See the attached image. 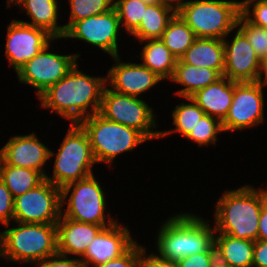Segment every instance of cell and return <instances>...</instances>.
Instances as JSON below:
<instances>
[{"label":"cell","instance_id":"obj_1","mask_svg":"<svg viewBox=\"0 0 267 267\" xmlns=\"http://www.w3.org/2000/svg\"><path fill=\"white\" fill-rule=\"evenodd\" d=\"M106 77H91L78 70L77 63L56 84L39 96L41 106L49 108L69 119L80 123L84 118L99 112ZM91 105V107H90ZM88 107L90 110L88 111Z\"/></svg>","mask_w":267,"mask_h":267},{"label":"cell","instance_id":"obj_2","mask_svg":"<svg viewBox=\"0 0 267 267\" xmlns=\"http://www.w3.org/2000/svg\"><path fill=\"white\" fill-rule=\"evenodd\" d=\"M267 190L243 186L226 191L216 203L215 232L257 241L259 218Z\"/></svg>","mask_w":267,"mask_h":267},{"label":"cell","instance_id":"obj_3","mask_svg":"<svg viewBox=\"0 0 267 267\" xmlns=\"http://www.w3.org/2000/svg\"><path fill=\"white\" fill-rule=\"evenodd\" d=\"M158 231L156 258L178 262L186 256L206 252L214 244L215 229L201 217L180 213L167 219Z\"/></svg>","mask_w":267,"mask_h":267},{"label":"cell","instance_id":"obj_4","mask_svg":"<svg viewBox=\"0 0 267 267\" xmlns=\"http://www.w3.org/2000/svg\"><path fill=\"white\" fill-rule=\"evenodd\" d=\"M17 226L0 232L3 258L39 263L58 253L56 224L18 222Z\"/></svg>","mask_w":267,"mask_h":267},{"label":"cell","instance_id":"obj_5","mask_svg":"<svg viewBox=\"0 0 267 267\" xmlns=\"http://www.w3.org/2000/svg\"><path fill=\"white\" fill-rule=\"evenodd\" d=\"M240 11V1L193 0L187 1L177 14L192 29L196 38L223 40L237 28Z\"/></svg>","mask_w":267,"mask_h":267},{"label":"cell","instance_id":"obj_6","mask_svg":"<svg viewBox=\"0 0 267 267\" xmlns=\"http://www.w3.org/2000/svg\"><path fill=\"white\" fill-rule=\"evenodd\" d=\"M79 124L89 137L96 163L112 164L116 156L148 140L140 131L109 121L99 113L84 118Z\"/></svg>","mask_w":267,"mask_h":267},{"label":"cell","instance_id":"obj_7","mask_svg":"<svg viewBox=\"0 0 267 267\" xmlns=\"http://www.w3.org/2000/svg\"><path fill=\"white\" fill-rule=\"evenodd\" d=\"M95 163L86 131L79 123H71L61 147L55 155L53 178L46 175L45 179L62 188L71 182L92 175V166Z\"/></svg>","mask_w":267,"mask_h":267},{"label":"cell","instance_id":"obj_8","mask_svg":"<svg viewBox=\"0 0 267 267\" xmlns=\"http://www.w3.org/2000/svg\"><path fill=\"white\" fill-rule=\"evenodd\" d=\"M71 190L73 191L67 200V209L61 210L62 217L77 222L102 225L105 228L116 222L111 217L107 223L105 221V195L94 174L63 186L61 188V204H64V200Z\"/></svg>","mask_w":267,"mask_h":267},{"label":"cell","instance_id":"obj_9","mask_svg":"<svg viewBox=\"0 0 267 267\" xmlns=\"http://www.w3.org/2000/svg\"><path fill=\"white\" fill-rule=\"evenodd\" d=\"M109 121L140 131L148 140L160 138V131H153L155 118L151 107L142 99L117 93L105 86L98 112Z\"/></svg>","mask_w":267,"mask_h":267},{"label":"cell","instance_id":"obj_10","mask_svg":"<svg viewBox=\"0 0 267 267\" xmlns=\"http://www.w3.org/2000/svg\"><path fill=\"white\" fill-rule=\"evenodd\" d=\"M61 188L44 179L39 185L14 198L16 223L57 224L61 216Z\"/></svg>","mask_w":267,"mask_h":267},{"label":"cell","instance_id":"obj_11","mask_svg":"<svg viewBox=\"0 0 267 267\" xmlns=\"http://www.w3.org/2000/svg\"><path fill=\"white\" fill-rule=\"evenodd\" d=\"M49 46L50 43L16 72L20 82L37 89L38 97L65 77L80 56L48 52Z\"/></svg>","mask_w":267,"mask_h":267},{"label":"cell","instance_id":"obj_12","mask_svg":"<svg viewBox=\"0 0 267 267\" xmlns=\"http://www.w3.org/2000/svg\"><path fill=\"white\" fill-rule=\"evenodd\" d=\"M263 86L259 81H234L232 103L222 121L224 132L253 127L264 121Z\"/></svg>","mask_w":267,"mask_h":267},{"label":"cell","instance_id":"obj_13","mask_svg":"<svg viewBox=\"0 0 267 267\" xmlns=\"http://www.w3.org/2000/svg\"><path fill=\"white\" fill-rule=\"evenodd\" d=\"M120 21L115 8L101 15H95L76 21L63 38H77L93 46H97L110 56H118L117 36Z\"/></svg>","mask_w":267,"mask_h":267},{"label":"cell","instance_id":"obj_14","mask_svg":"<svg viewBox=\"0 0 267 267\" xmlns=\"http://www.w3.org/2000/svg\"><path fill=\"white\" fill-rule=\"evenodd\" d=\"M54 38L45 30L13 20L8 25L5 54L17 72Z\"/></svg>","mask_w":267,"mask_h":267},{"label":"cell","instance_id":"obj_15","mask_svg":"<svg viewBox=\"0 0 267 267\" xmlns=\"http://www.w3.org/2000/svg\"><path fill=\"white\" fill-rule=\"evenodd\" d=\"M224 42L223 76L236 82H256L259 80L261 60L247 38L237 30L232 42Z\"/></svg>","mask_w":267,"mask_h":267},{"label":"cell","instance_id":"obj_16","mask_svg":"<svg viewBox=\"0 0 267 267\" xmlns=\"http://www.w3.org/2000/svg\"><path fill=\"white\" fill-rule=\"evenodd\" d=\"M53 155L54 152L42 144L34 133L13 136L0 149V159L5 164L37 170L44 177L47 174L43 166Z\"/></svg>","mask_w":267,"mask_h":267},{"label":"cell","instance_id":"obj_17","mask_svg":"<svg viewBox=\"0 0 267 267\" xmlns=\"http://www.w3.org/2000/svg\"><path fill=\"white\" fill-rule=\"evenodd\" d=\"M134 243L128 228L117 221L94 237L80 261L83 267L106 263L123 255Z\"/></svg>","mask_w":267,"mask_h":267},{"label":"cell","instance_id":"obj_18","mask_svg":"<svg viewBox=\"0 0 267 267\" xmlns=\"http://www.w3.org/2000/svg\"><path fill=\"white\" fill-rule=\"evenodd\" d=\"M119 57L120 55L113 58L115 66L108 70L106 76L113 91L138 98L141 93L163 80L143 64L122 63Z\"/></svg>","mask_w":267,"mask_h":267},{"label":"cell","instance_id":"obj_19","mask_svg":"<svg viewBox=\"0 0 267 267\" xmlns=\"http://www.w3.org/2000/svg\"><path fill=\"white\" fill-rule=\"evenodd\" d=\"M56 228L58 253L65 256L72 254L82 257L89 243L105 227L102 225L77 222L60 216Z\"/></svg>","mask_w":267,"mask_h":267},{"label":"cell","instance_id":"obj_20","mask_svg":"<svg viewBox=\"0 0 267 267\" xmlns=\"http://www.w3.org/2000/svg\"><path fill=\"white\" fill-rule=\"evenodd\" d=\"M234 95V81L225 76L195 92L191 98L207 115L221 122L225 119Z\"/></svg>","mask_w":267,"mask_h":267},{"label":"cell","instance_id":"obj_21","mask_svg":"<svg viewBox=\"0 0 267 267\" xmlns=\"http://www.w3.org/2000/svg\"><path fill=\"white\" fill-rule=\"evenodd\" d=\"M180 60L191 66L216 70L223 76L224 42L217 38H196Z\"/></svg>","mask_w":267,"mask_h":267},{"label":"cell","instance_id":"obj_22","mask_svg":"<svg viewBox=\"0 0 267 267\" xmlns=\"http://www.w3.org/2000/svg\"><path fill=\"white\" fill-rule=\"evenodd\" d=\"M15 5L23 6L32 22H25L45 30L54 39L63 38L65 26H58V0H12Z\"/></svg>","mask_w":267,"mask_h":267},{"label":"cell","instance_id":"obj_23","mask_svg":"<svg viewBox=\"0 0 267 267\" xmlns=\"http://www.w3.org/2000/svg\"><path fill=\"white\" fill-rule=\"evenodd\" d=\"M255 241L232 237L228 234L214 235L216 258L229 267H252Z\"/></svg>","mask_w":267,"mask_h":267},{"label":"cell","instance_id":"obj_24","mask_svg":"<svg viewBox=\"0 0 267 267\" xmlns=\"http://www.w3.org/2000/svg\"><path fill=\"white\" fill-rule=\"evenodd\" d=\"M221 77L222 75L216 70L207 67L191 66L183 63L179 59L171 81L185 86V88L175 92L177 95L183 98H189L198 90L204 89Z\"/></svg>","mask_w":267,"mask_h":267},{"label":"cell","instance_id":"obj_25","mask_svg":"<svg viewBox=\"0 0 267 267\" xmlns=\"http://www.w3.org/2000/svg\"><path fill=\"white\" fill-rule=\"evenodd\" d=\"M175 14L174 10L161 3L149 4L139 26L131 35H134L140 42L161 39L168 22Z\"/></svg>","mask_w":267,"mask_h":267},{"label":"cell","instance_id":"obj_26","mask_svg":"<svg viewBox=\"0 0 267 267\" xmlns=\"http://www.w3.org/2000/svg\"><path fill=\"white\" fill-rule=\"evenodd\" d=\"M141 51L143 65L160 78L171 79L177 64V58L170 52L161 39L146 40Z\"/></svg>","mask_w":267,"mask_h":267},{"label":"cell","instance_id":"obj_27","mask_svg":"<svg viewBox=\"0 0 267 267\" xmlns=\"http://www.w3.org/2000/svg\"><path fill=\"white\" fill-rule=\"evenodd\" d=\"M0 179L16 198L35 188L45 177L37 170L11 166L0 159Z\"/></svg>","mask_w":267,"mask_h":267},{"label":"cell","instance_id":"obj_28","mask_svg":"<svg viewBox=\"0 0 267 267\" xmlns=\"http://www.w3.org/2000/svg\"><path fill=\"white\" fill-rule=\"evenodd\" d=\"M196 39L192 29L176 13L168 22L161 37L162 42L179 60Z\"/></svg>","mask_w":267,"mask_h":267},{"label":"cell","instance_id":"obj_29","mask_svg":"<svg viewBox=\"0 0 267 267\" xmlns=\"http://www.w3.org/2000/svg\"><path fill=\"white\" fill-rule=\"evenodd\" d=\"M185 99L190 103L179 104L173 110L172 118L175 129L160 131V137H165L176 131L186 138L198 121L206 114L191 98Z\"/></svg>","mask_w":267,"mask_h":267},{"label":"cell","instance_id":"obj_30","mask_svg":"<svg viewBox=\"0 0 267 267\" xmlns=\"http://www.w3.org/2000/svg\"><path fill=\"white\" fill-rule=\"evenodd\" d=\"M70 21L65 26V32L76 22L91 16L101 15L114 8L113 0H69Z\"/></svg>","mask_w":267,"mask_h":267},{"label":"cell","instance_id":"obj_31","mask_svg":"<svg viewBox=\"0 0 267 267\" xmlns=\"http://www.w3.org/2000/svg\"><path fill=\"white\" fill-rule=\"evenodd\" d=\"M148 5L142 0H116L114 8L117 11L120 25L122 24L131 34L139 26Z\"/></svg>","mask_w":267,"mask_h":267},{"label":"cell","instance_id":"obj_32","mask_svg":"<svg viewBox=\"0 0 267 267\" xmlns=\"http://www.w3.org/2000/svg\"><path fill=\"white\" fill-rule=\"evenodd\" d=\"M222 131L224 132L222 122L217 118L205 114L186 138L198 143L199 146L215 145L218 139L217 135Z\"/></svg>","mask_w":267,"mask_h":267},{"label":"cell","instance_id":"obj_33","mask_svg":"<svg viewBox=\"0 0 267 267\" xmlns=\"http://www.w3.org/2000/svg\"><path fill=\"white\" fill-rule=\"evenodd\" d=\"M236 27H239L238 30L247 38L256 55L262 60L267 55V28L249 23L241 14Z\"/></svg>","mask_w":267,"mask_h":267},{"label":"cell","instance_id":"obj_34","mask_svg":"<svg viewBox=\"0 0 267 267\" xmlns=\"http://www.w3.org/2000/svg\"><path fill=\"white\" fill-rule=\"evenodd\" d=\"M146 248L136 242L119 257L106 263L93 265L94 267H142L143 255L146 256Z\"/></svg>","mask_w":267,"mask_h":267},{"label":"cell","instance_id":"obj_35","mask_svg":"<svg viewBox=\"0 0 267 267\" xmlns=\"http://www.w3.org/2000/svg\"><path fill=\"white\" fill-rule=\"evenodd\" d=\"M240 3L241 15L249 23L258 27L267 28V0H243ZM251 5L253 7L252 11L250 10ZM250 14L253 16H250Z\"/></svg>","mask_w":267,"mask_h":267},{"label":"cell","instance_id":"obj_36","mask_svg":"<svg viewBox=\"0 0 267 267\" xmlns=\"http://www.w3.org/2000/svg\"><path fill=\"white\" fill-rule=\"evenodd\" d=\"M216 259V250L214 244L206 251L190 256H186L179 260V267H210Z\"/></svg>","mask_w":267,"mask_h":267},{"label":"cell","instance_id":"obj_37","mask_svg":"<svg viewBox=\"0 0 267 267\" xmlns=\"http://www.w3.org/2000/svg\"><path fill=\"white\" fill-rule=\"evenodd\" d=\"M14 215V198L0 179V223L9 226Z\"/></svg>","mask_w":267,"mask_h":267},{"label":"cell","instance_id":"obj_38","mask_svg":"<svg viewBox=\"0 0 267 267\" xmlns=\"http://www.w3.org/2000/svg\"><path fill=\"white\" fill-rule=\"evenodd\" d=\"M35 267H83V264L80 258L68 259L67 256L57 253L40 261Z\"/></svg>","mask_w":267,"mask_h":267},{"label":"cell","instance_id":"obj_39","mask_svg":"<svg viewBox=\"0 0 267 267\" xmlns=\"http://www.w3.org/2000/svg\"><path fill=\"white\" fill-rule=\"evenodd\" d=\"M252 267H267V242L255 241Z\"/></svg>","mask_w":267,"mask_h":267},{"label":"cell","instance_id":"obj_40","mask_svg":"<svg viewBox=\"0 0 267 267\" xmlns=\"http://www.w3.org/2000/svg\"><path fill=\"white\" fill-rule=\"evenodd\" d=\"M142 267H179L177 263L156 258L153 253L142 258Z\"/></svg>","mask_w":267,"mask_h":267},{"label":"cell","instance_id":"obj_41","mask_svg":"<svg viewBox=\"0 0 267 267\" xmlns=\"http://www.w3.org/2000/svg\"><path fill=\"white\" fill-rule=\"evenodd\" d=\"M257 240L267 242V200L263 203L261 209Z\"/></svg>","mask_w":267,"mask_h":267},{"label":"cell","instance_id":"obj_42","mask_svg":"<svg viewBox=\"0 0 267 267\" xmlns=\"http://www.w3.org/2000/svg\"><path fill=\"white\" fill-rule=\"evenodd\" d=\"M160 1H161V4H163L164 6L169 7L172 10H174L175 13H177L187 2V1L182 2V0H160ZM173 2H175L176 4H172Z\"/></svg>","mask_w":267,"mask_h":267},{"label":"cell","instance_id":"obj_43","mask_svg":"<svg viewBox=\"0 0 267 267\" xmlns=\"http://www.w3.org/2000/svg\"><path fill=\"white\" fill-rule=\"evenodd\" d=\"M265 73V77L262 81V74ZM263 85H267V55L261 60L260 72H259V80Z\"/></svg>","mask_w":267,"mask_h":267},{"label":"cell","instance_id":"obj_44","mask_svg":"<svg viewBox=\"0 0 267 267\" xmlns=\"http://www.w3.org/2000/svg\"><path fill=\"white\" fill-rule=\"evenodd\" d=\"M210 267H229L226 263H223L219 261L217 258L214 260V262L211 264Z\"/></svg>","mask_w":267,"mask_h":267},{"label":"cell","instance_id":"obj_45","mask_svg":"<svg viewBox=\"0 0 267 267\" xmlns=\"http://www.w3.org/2000/svg\"><path fill=\"white\" fill-rule=\"evenodd\" d=\"M147 4H156V3H161L160 0H142Z\"/></svg>","mask_w":267,"mask_h":267},{"label":"cell","instance_id":"obj_46","mask_svg":"<svg viewBox=\"0 0 267 267\" xmlns=\"http://www.w3.org/2000/svg\"><path fill=\"white\" fill-rule=\"evenodd\" d=\"M11 1H12V0H7V2H8V3H7V6H8V7H11V5H12Z\"/></svg>","mask_w":267,"mask_h":267}]
</instances>
